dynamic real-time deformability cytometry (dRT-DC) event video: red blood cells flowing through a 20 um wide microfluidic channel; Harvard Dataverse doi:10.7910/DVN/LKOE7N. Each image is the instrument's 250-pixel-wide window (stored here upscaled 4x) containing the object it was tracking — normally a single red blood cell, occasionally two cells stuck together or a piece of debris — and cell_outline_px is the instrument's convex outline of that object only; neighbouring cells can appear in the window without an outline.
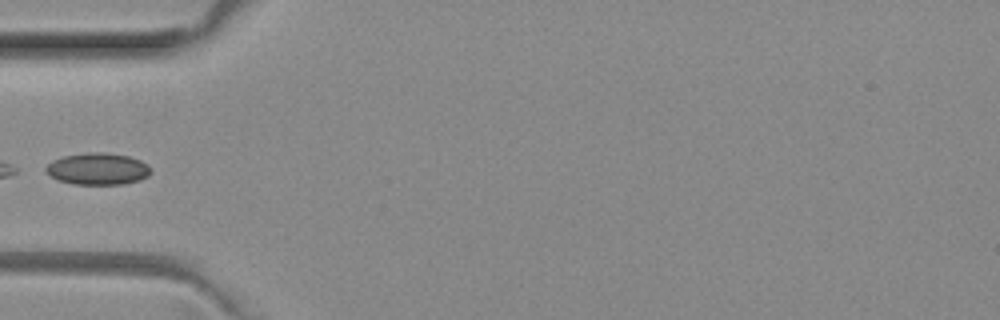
{"species": "common noctule bat (a hibernating species)", "species_latin": "Nyctalus noctula", "temperature_condition": "room temperature", "stored_images_in_passage": 3, "camera_frame_rate_fps": 3000, "um_per_image_px": 0.085, "animal": {"sex": "female", "body_mass_g": 29.2, "forearm_length_mm": 56.3}, "frame": {"image": 1, "passage_image": 2, "time_ms": 0.333, "image_size_px": [1000, 320], "cell_outline_px": [[152, 172], [148, 176], [140, 180], [124, 184], [72, 184], [60, 180], [44, 172], [44, 168], [52, 160], [64, 156], [88, 152], [104, 152], [128, 156], [140, 160], [148, 164]], "centroid_in_image_um": [8.32, 14.35], "position_along_channel_um": 76.7, "area_um2": 19.54}}
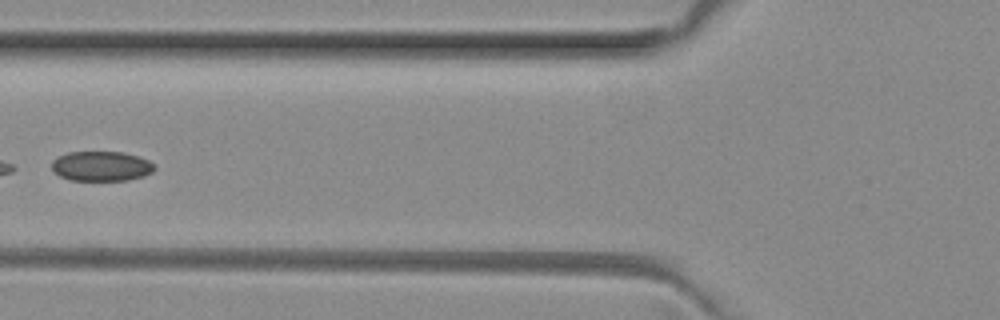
{"frame": {"image": 2, "passage_image": 3, "time_ms": 0.667, "image_size_px": [1000, 320], "cell_outline_px": [[156, 168], [152, 172], [144, 176], [128, 180], [72, 180], [60, 176], [52, 168], [52, 160], [56, 156], [68, 152], [124, 152], [140, 156], [148, 160]], "centroid_in_image_um": [8.62, 14.11], "position_along_channel_um": 117.2, "area_um2": 17.92}}